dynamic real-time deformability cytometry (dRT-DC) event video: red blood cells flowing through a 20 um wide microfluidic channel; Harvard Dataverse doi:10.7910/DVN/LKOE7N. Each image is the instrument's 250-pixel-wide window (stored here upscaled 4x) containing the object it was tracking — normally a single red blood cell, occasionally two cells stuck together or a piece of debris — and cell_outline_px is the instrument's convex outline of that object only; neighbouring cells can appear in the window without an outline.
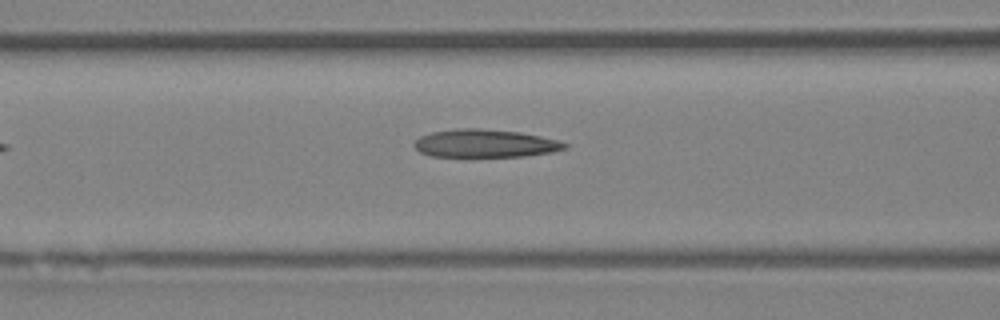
{"species": "Egyptian fruit bat (a non-hibernating species)", "species_latin": "Rousettus aegyptiacus", "temperature_condition": "room temperature", "stored_images_in_passage": 6, "camera_frame_rate_fps": 3000, "um_per_image_px": 0.085, "animal": {"sex": "female"}, "frame": {"image": 1, "passage_image": 6, "time_ms": 6.0, "image_size_px": [1000, 320], "cell_outline_px": [[568, 148], [552, 152], [524, 156], [432, 156], [420, 152], [412, 144], [420, 136], [432, 132], [456, 128], [480, 128], [520, 132], [560, 140], [568, 144]], "centroid_in_image_um": [41.25, 12.18], "position_along_channel_um": 125.3, "area_um2": 24.57}}